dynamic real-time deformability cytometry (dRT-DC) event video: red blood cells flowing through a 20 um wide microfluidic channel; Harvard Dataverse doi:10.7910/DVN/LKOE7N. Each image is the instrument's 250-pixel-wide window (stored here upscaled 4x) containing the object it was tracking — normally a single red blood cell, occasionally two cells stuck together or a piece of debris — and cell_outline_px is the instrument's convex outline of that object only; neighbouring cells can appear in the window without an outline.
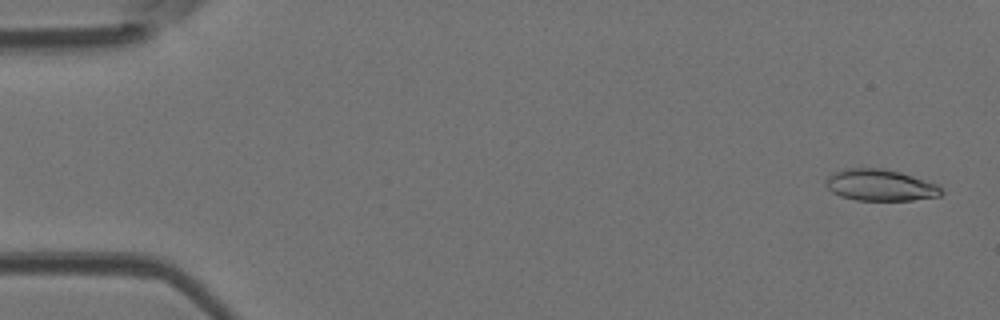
{"species": "Egyptian fruit bat (a non-hibernating species)", "species_latin": "Rousettus aegyptiacus", "temperature_condition": "room temperature", "stored_images_in_passage": 49, "camera_frame_rate_fps": 3000, "um_per_image_px": 0.085, "animal": {"sex": "female"}, "frame": {"image": 1, "passage_image": 2, "time_ms": 0.333, "image_size_px": [1000, 320], "cell_outline_px": [[944, 192], [940, 196], [912, 200], [856, 200], [840, 196], [832, 192], [824, 184], [824, 180], [832, 172], [844, 168], [884, 168], [900, 172], [936, 184]], "centroid_in_image_um": [74.76, 15.73], "position_along_channel_um": 10.2, "area_um2": 21.27}}
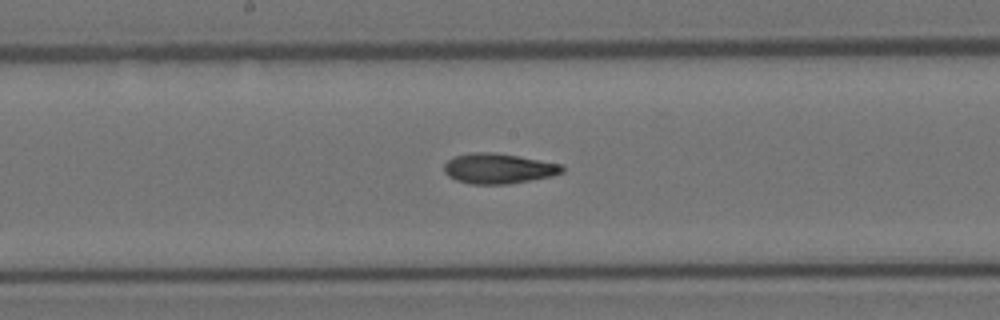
{"frame": {"image": 2, "passage_image": 25, "time_ms": 8.0, "image_size_px": [1000, 320], "cell_outline_px": [[564, 172], [552, 176], [508, 184], [472, 184], [456, 180], [448, 176], [444, 172], [444, 164], [452, 156], [472, 152], [492, 152], [564, 164]], "centroid_in_image_um": [42.36, 14.32], "position_along_channel_um": 205.8, "area_um2": 20.87}}
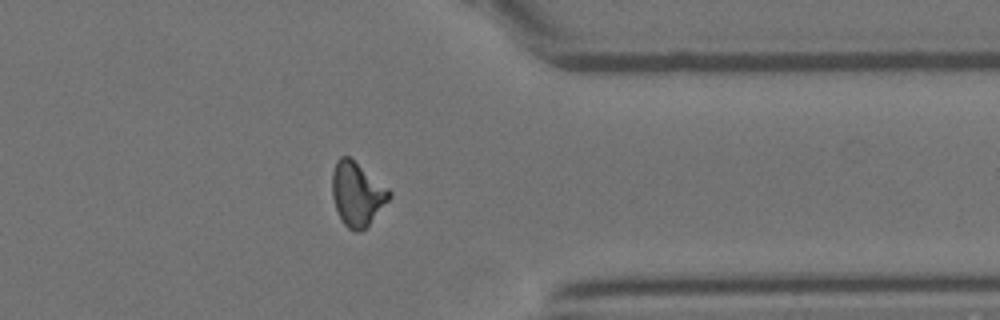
{"frame": {"image": 3, "passage_image": 38, "time_ms": 12.333, "image_size_px": [1000, 320], "cell_outline_px": [[392, 196], [368, 224], [360, 232], [356, 232], [348, 228], [344, 224], [336, 208], [332, 196], [332, 172], [336, 160], [340, 156], [348, 156], [388, 188], [392, 192]], "centroid_in_image_um": [30.34, 16.47], "position_along_channel_um": 381.1, "area_um2": 20.87}, "authors_computed_cell_mechanics": {"area_um2": 20.5768, "velocity_mm_per_s": 4.2638, "shape_relaxation_time_tau1_ms": null, "shape_relaxation_time_tau2_ms": 3.5406, "deformation_change_tau1": null, "deformation_change_tau2": 0.1291}}